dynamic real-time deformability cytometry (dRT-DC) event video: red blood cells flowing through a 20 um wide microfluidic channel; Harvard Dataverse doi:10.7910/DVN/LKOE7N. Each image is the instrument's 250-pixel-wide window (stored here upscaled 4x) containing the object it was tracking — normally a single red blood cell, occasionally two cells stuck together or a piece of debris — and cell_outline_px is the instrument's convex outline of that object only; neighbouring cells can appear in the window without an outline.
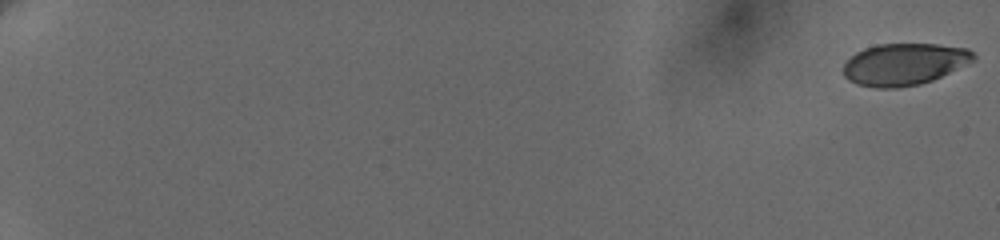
{"species": "human", "species_latin": "Homo sapiens", "temperature_condition": "cold", "stored_images_in_passage": 11, "camera_frame_rate_fps": 3000, "um_per_image_px": 0.085, "donor": {"sex": "female"}, "frame": {"image": 1, "passage_image": 1, "time_ms": 0.0, "image_size_px": [1000, 240], "cell_outline_px": [[976, 60], [968, 64], [932, 80], [920, 84], [896, 88], [876, 88], [856, 84], [848, 80], [844, 76], [844, 64], [856, 52], [864, 48], [876, 44], [936, 44], [968, 48], [976, 56]], "centroid_in_image_um": [76.87, 5.46], "position_along_channel_um": 8.1, "area_um2": 31.85}}
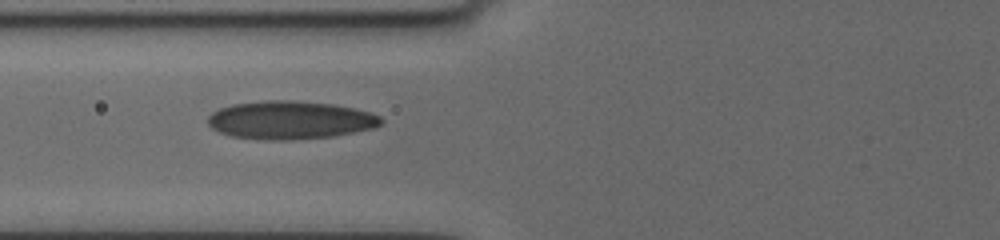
{"frame": {"image": 2, "passage_image": 10, "time_ms": 9.0, "image_size_px": [1000, 240], "cell_outline_px": [[384, 120], [380, 124], [372, 128], [332, 136], [292, 140], [264, 140], [232, 136], [220, 132], [212, 128], [208, 124], [208, 116], [212, 112], [220, 108], [232, 104], [264, 100], [288, 100], [332, 104], [352, 108], [368, 112], [380, 116]], "centroid_in_image_um": [24.62, 10.2], "position_along_channel_um": 101.2, "area_um2": 38.32}}
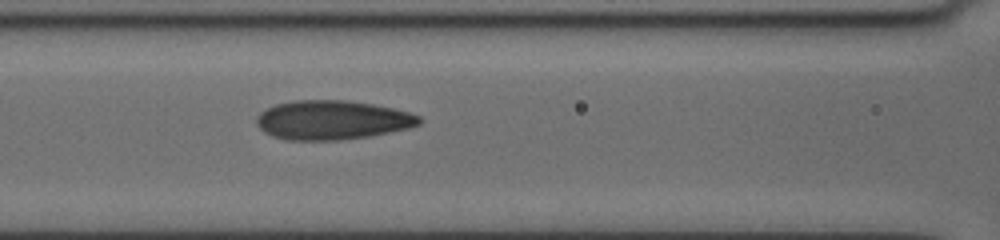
{"frame": {"image": 3, "passage_image": 11, "time_ms": 10.0, "image_size_px": [1000, 240], "cell_outline_px": [[424, 120], [420, 124], [408, 128], [368, 136], [340, 140], [284, 140], [272, 136], [264, 132], [256, 124], [256, 116], [260, 112], [276, 104], [296, 100], [348, 100], [372, 104], [392, 108], [408, 112], [420, 116]], "centroid_in_image_um": [28.22, 10.2], "position_along_channel_um": 138.4, "area_um2": 37.17}}